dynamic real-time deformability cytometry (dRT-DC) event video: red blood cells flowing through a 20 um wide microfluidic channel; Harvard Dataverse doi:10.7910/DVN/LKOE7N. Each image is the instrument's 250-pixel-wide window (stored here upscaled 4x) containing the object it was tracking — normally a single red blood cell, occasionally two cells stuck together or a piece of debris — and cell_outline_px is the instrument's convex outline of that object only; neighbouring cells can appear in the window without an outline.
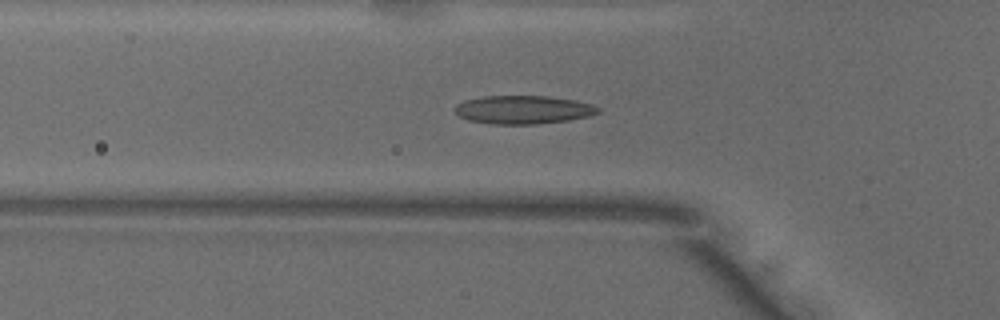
{"species": "common noctule bat (a hibernating species)", "species_latin": "Nyctalus noctula", "temperature_condition": "warm", "stored_images_in_passage": 50, "camera_frame_rate_fps": 3000, "um_per_image_px": 0.085, "animal": {"sex": "male", "body_mass_g": 18.8}, "frame": {"image": 1, "passage_image": 16, "time_ms": 5.0, "image_size_px": [1000, 320], "cell_outline_px": [[600, 112], [588, 116], [568, 120], [536, 124], [492, 124], [468, 120], [452, 112], [452, 108], [456, 104], [464, 100], [484, 96], [548, 96], [572, 100], [592, 104], [600, 108]], "centroid_in_image_um": [44.41, 9.32], "position_along_channel_um": 81.4, "area_um2": 23.76}}
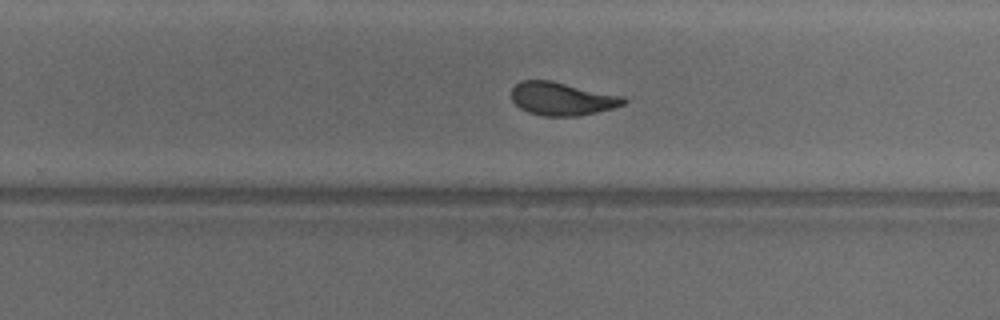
{"frame": {"image": 2, "passage_image": 31, "time_ms": 10.0, "image_size_px": [1000, 320], "cell_outline_px": [[628, 100], [624, 104], [612, 108], [580, 116], [544, 116], [528, 112], [520, 108], [512, 100], [512, 88], [520, 80], [552, 80], [624, 96]], "centroid_in_image_um": [47.78, 8.38], "position_along_channel_um": 282.0, "area_um2": 21.79}}
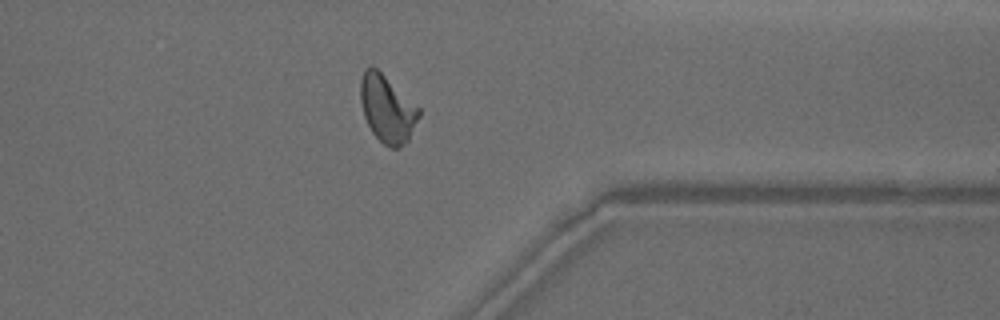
{"frame": {"image": 3, "passage_image": 39, "time_ms": 12.667, "image_size_px": [1000, 320], "cell_outline_px": [[420, 116], [408, 140], [400, 148], [388, 148], [372, 132], [364, 116], [360, 100], [360, 80], [364, 68], [372, 64], [420, 108]], "centroid_in_image_um": [32.9, 9.24], "position_along_channel_um": 378.5, "area_um2": 22.95}, "authors_computed_cell_mechanics": {"area_um2": 22.5709, "velocity_mm_per_s": 3.9987, "shape_relaxation_time_tau1_ms": 4.7574, "shape_relaxation_time_tau2_ms": 1.3623, "deformation_change_tau1": 0.1647, "deformation_change_tau2": 0.0747}}